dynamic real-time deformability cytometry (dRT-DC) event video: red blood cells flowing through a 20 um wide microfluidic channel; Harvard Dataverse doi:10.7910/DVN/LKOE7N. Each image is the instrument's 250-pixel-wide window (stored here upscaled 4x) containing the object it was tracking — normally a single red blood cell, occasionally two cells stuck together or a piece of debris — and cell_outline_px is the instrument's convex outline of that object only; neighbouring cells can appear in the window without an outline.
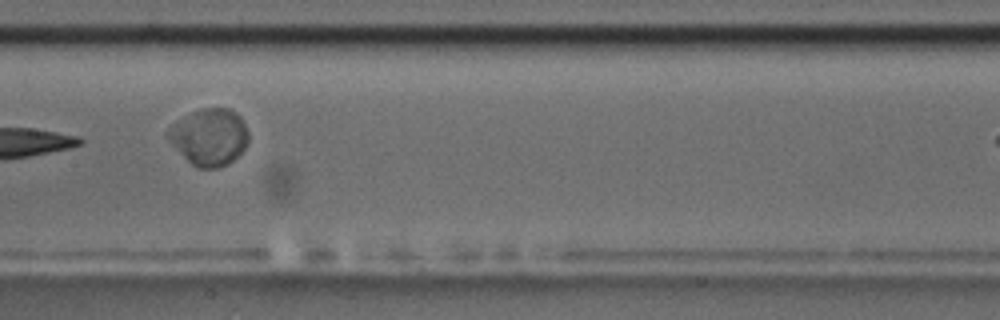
{"species": "common noctule bat (a hibernating species)", "species_latin": "Nyctalus noctula", "temperature_condition": "room temperature", "stored_images_in_passage": 15, "camera_frame_rate_fps": 3000, "um_per_image_px": 0.085, "animal": {"sex": "male", "body_mass_g": 17.5, "forearm_length_mm": 52.3}, "frame": {"image": 1, "passage_image": 7, "time_ms": 8.0, "image_size_px": [1000, 320], "cell_outline_px": [[248, 144], [228, 164], [216, 168], [200, 168], [192, 164], [164, 136], [168, 128], [176, 120], [200, 108], [232, 108], [240, 116], [248, 132]], "centroid_in_image_um": [17.78, 11.61], "position_along_channel_um": 189.6, "area_um2": 26.65}}